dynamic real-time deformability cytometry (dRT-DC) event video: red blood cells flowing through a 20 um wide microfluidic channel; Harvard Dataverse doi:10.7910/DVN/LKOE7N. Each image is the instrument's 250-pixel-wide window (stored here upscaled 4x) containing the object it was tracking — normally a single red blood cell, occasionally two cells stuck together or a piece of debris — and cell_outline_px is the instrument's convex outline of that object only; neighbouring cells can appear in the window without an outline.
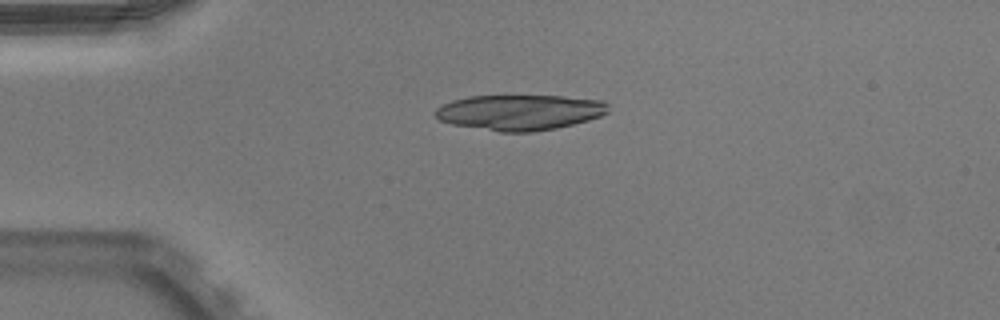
{"species": "Egyptian fruit bat (a non-hibernating species)", "species_latin": "Rousettus aegyptiacus", "temperature_condition": "warm", "stored_images_in_passage": 39, "camera_frame_rate_fps": 3000, "um_per_image_px": 0.085, "animal": {"sex": "male"}, "frame": {"image": 1, "passage_image": 1, "time_ms": 0.0, "image_size_px": [1000, 320], "cell_outline_px": [[608, 112], [600, 116], [588, 120], [556, 128], [532, 132], [500, 132], [452, 124], [440, 120], [432, 112], [436, 108], [452, 100], [468, 96], [564, 96], [604, 100], [608, 104]], "centroid_in_image_um": [44.18, 9.54], "position_along_channel_um": 40.8, "area_um2": 35.84}}